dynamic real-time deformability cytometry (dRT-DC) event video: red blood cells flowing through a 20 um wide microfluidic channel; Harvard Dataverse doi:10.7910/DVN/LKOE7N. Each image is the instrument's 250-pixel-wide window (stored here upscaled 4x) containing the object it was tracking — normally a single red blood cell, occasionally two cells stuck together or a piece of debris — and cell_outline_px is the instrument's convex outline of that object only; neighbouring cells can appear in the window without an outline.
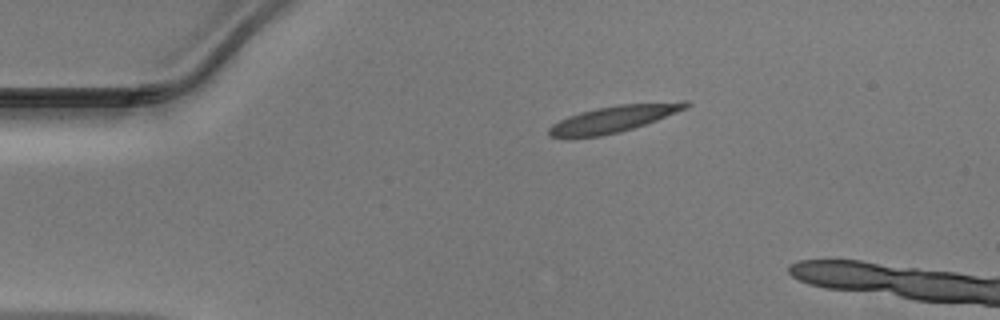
{"species": "Egyptian fruit bat (a non-hibernating species)", "species_latin": "Rousettus aegyptiacus", "temperature_condition": "warm", "stored_images_in_passage": 6, "camera_frame_rate_fps": 3000, "um_per_image_px": 0.085, "animal": {"sex": "male"}, "frame": {"image": 1, "passage_image": 1, "time_ms": 0.0, "image_size_px": [1000, 320], "cell_outline_px": [[692, 104], [688, 108], [656, 120], [620, 132], [600, 136], [548, 136], [548, 128], [552, 124], [568, 116], [580, 112], [596, 108], [620, 104], [684, 100], [688, 100]], "centroid_in_image_um": [52.26, 10.06], "position_along_channel_um": 32.7, "area_um2": 21.15}}